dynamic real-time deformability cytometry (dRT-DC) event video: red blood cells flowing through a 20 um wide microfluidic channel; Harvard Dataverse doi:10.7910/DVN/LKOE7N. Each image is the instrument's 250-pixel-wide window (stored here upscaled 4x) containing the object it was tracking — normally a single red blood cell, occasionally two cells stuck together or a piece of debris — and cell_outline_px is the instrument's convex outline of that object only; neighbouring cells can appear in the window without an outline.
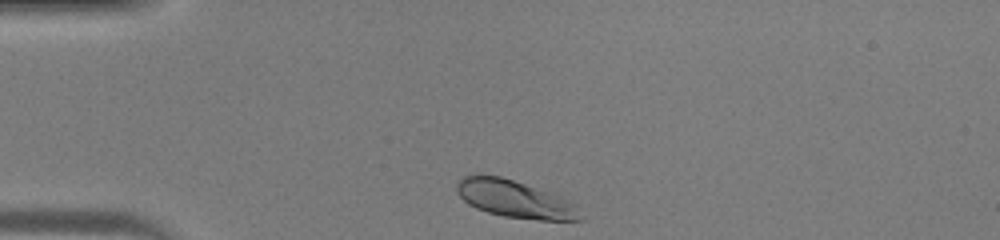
{"species": "human", "species_latin": "Homo sapiens", "temperature_condition": "warm", "stored_images_in_passage": 28, "camera_frame_rate_fps": 3000, "um_per_image_px": 0.085, "donor": {"sex": "male"}, "frame": {"image": 1, "passage_image": 1, "time_ms": 0.0, "image_size_px": [1000, 240], "cell_outline_px": [[588, 220], [540, 220], [504, 216], [488, 212], [476, 208], [468, 204], [456, 192], [456, 180], [464, 176], [476, 172], [500, 176], [548, 192], [568, 200]], "centroid_in_image_um": [43.69, 16.9], "position_along_channel_um": 41.3, "area_um2": 26.99}}
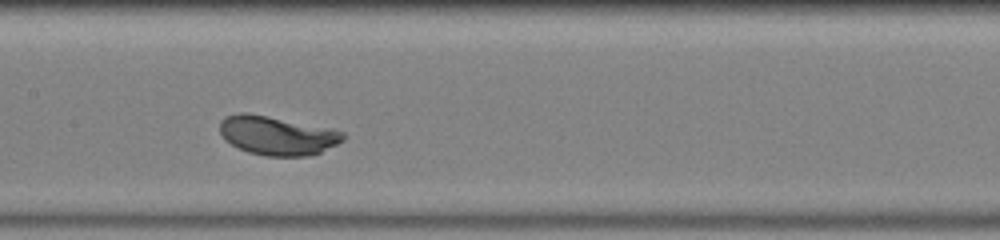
{"frame": {"image": 2, "passage_image": 13, "time_ms": 4.0, "image_size_px": [1000, 240], "cell_outline_px": [[344, 140], [320, 152], [308, 156], [268, 156], [248, 152], [232, 144], [220, 132], [220, 120], [224, 116], [240, 112], [248, 112], [268, 116], [344, 132]], "centroid_in_image_um": [23.52, 11.51], "position_along_channel_um": 183.9, "area_um2": 27.46}}
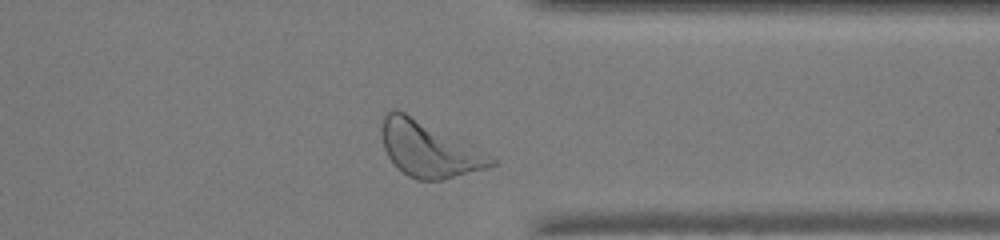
{"frame": {"image": 3, "passage_image": 26, "time_ms": 8.333, "image_size_px": [1000, 240], "cell_outline_px": [[496, 164], [488, 168], [440, 180], [416, 180], [408, 176], [396, 168], [388, 156], [384, 148], [380, 132], [380, 128], [384, 116], [392, 108], [396, 108], [492, 156], [496, 160]], "centroid_in_image_um": [36.4, 12.7], "position_along_channel_um": 375.0, "area_um2": 34.91}}